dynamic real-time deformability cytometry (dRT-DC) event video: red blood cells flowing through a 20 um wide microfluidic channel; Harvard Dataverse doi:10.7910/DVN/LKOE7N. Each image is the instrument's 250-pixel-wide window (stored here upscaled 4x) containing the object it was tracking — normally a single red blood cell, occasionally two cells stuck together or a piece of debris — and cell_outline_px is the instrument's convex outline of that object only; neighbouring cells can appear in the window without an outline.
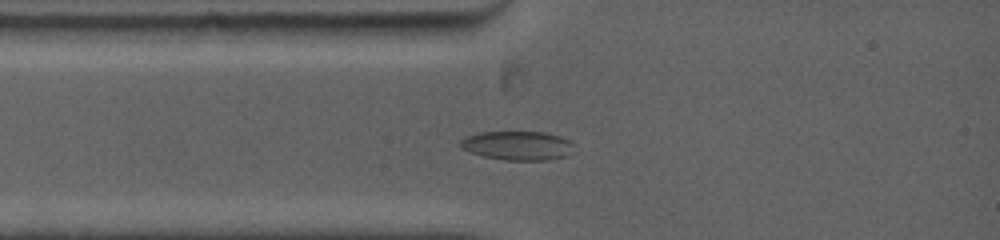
{"species": "common noctule bat (a hibernating species)", "species_latin": "Nyctalus noctula", "temperature_condition": "warm", "stored_images_in_passage": 10, "camera_frame_rate_fps": 5000, "um_per_image_px": 0.085, "animal": {"sex": "female", "body_mass_g": 19.0, "forearm_length_mm": 53.3}, "frame": {"image": 1, "passage_image": 4, "time_ms": 2.0, "image_size_px": [1000, 240], "cell_outline_px": [[572, 144], [564, 156], [548, 160], [504, 160], [484, 156], [468, 152], [460, 148], [460, 140], [464, 136], [480, 132], [544, 132], [560, 136], [568, 140]], "centroid_in_image_um": [43.88, 12.37], "position_along_channel_um": 41.1, "area_um2": 19.02}}
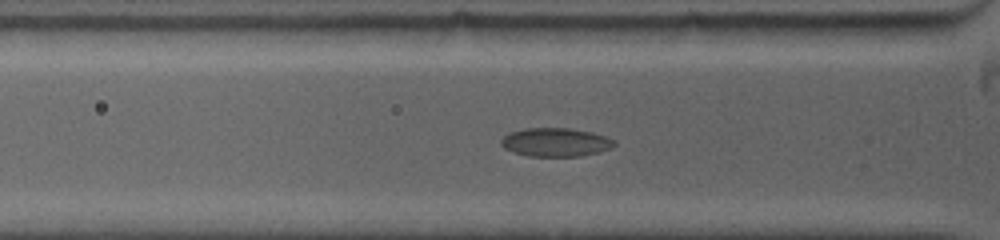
{"frame": {"image": 2, "passage_image": 7, "time_ms": 3.0, "image_size_px": [1000, 240], "cell_outline_px": [[616, 144], [612, 148], [600, 152], [580, 156], [528, 156], [512, 152], [504, 148], [500, 144], [500, 140], [508, 132], [524, 128], [568, 128], [592, 132], [616, 140]], "centroid_in_image_um": [47.21, 12.09], "position_along_channel_um": 78.6, "area_um2": 19.07}}
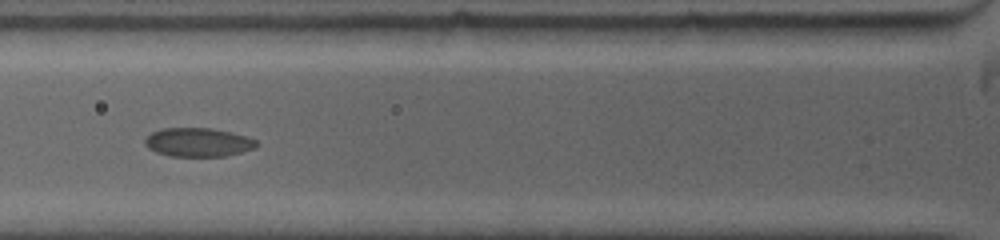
{"frame": {"image": 3, "passage_image": 9, "time_ms": 3.8, "image_size_px": [1000, 240], "cell_outline_px": [[260, 144], [256, 148], [224, 156], [168, 156], [156, 152], [148, 148], [144, 144], [144, 140], [152, 132], [160, 128], [212, 128], [232, 132], [256, 140]], "centroid_in_image_um": [16.83, 12.09], "position_along_channel_um": 109.0, "area_um2": 18.79}}